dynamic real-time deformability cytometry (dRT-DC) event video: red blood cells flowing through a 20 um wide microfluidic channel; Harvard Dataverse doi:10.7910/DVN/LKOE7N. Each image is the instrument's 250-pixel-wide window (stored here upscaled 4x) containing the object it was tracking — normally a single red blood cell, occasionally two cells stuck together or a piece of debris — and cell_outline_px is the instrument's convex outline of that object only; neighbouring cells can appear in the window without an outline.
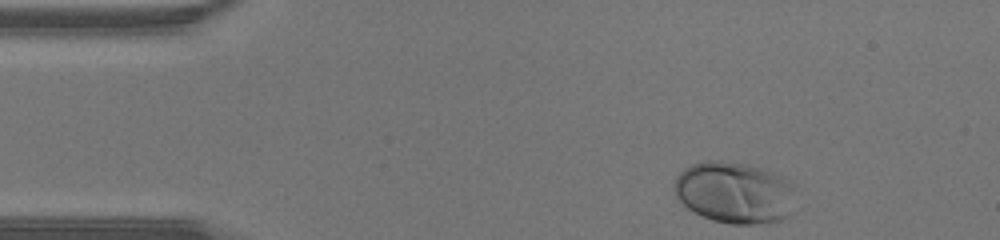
{"species": "human", "species_latin": "Homo sapiens", "temperature_condition": "warm", "stored_images_in_passage": 31, "camera_frame_rate_fps": 3000, "um_per_image_px": 0.085, "donor": {"sex": "male"}, "frame": {"image": 1, "passage_image": 1, "time_ms": 0.0, "image_size_px": [1000, 240], "cell_outline_px": [[792, 184], [788, 216], [780, 220], [752, 224], [732, 224], [712, 220], [688, 208], [676, 196], [676, 176], [684, 168], [692, 164], [704, 160], [720, 160], [744, 164], [760, 168], [772, 172], [788, 180]], "centroid_in_image_um": [62.38, 16.35], "position_along_channel_um": 22.6, "area_um2": 42.66}}
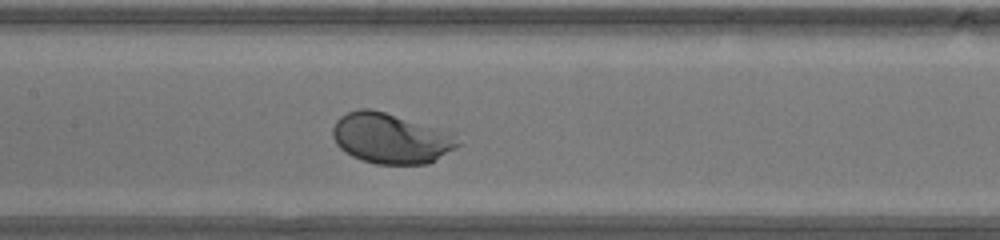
{"frame": {"image": 2, "passage_image": 16, "time_ms": 5.0, "image_size_px": [1000, 240], "cell_outline_px": [[460, 144], [456, 148], [428, 164], [376, 164], [352, 156], [344, 152], [336, 144], [332, 136], [332, 128], [336, 120], [340, 116], [348, 112], [360, 108], [372, 108], [452, 132]], "centroid_in_image_um": [33.19, 11.75], "position_along_channel_um": 174.2, "area_um2": 36.82}}
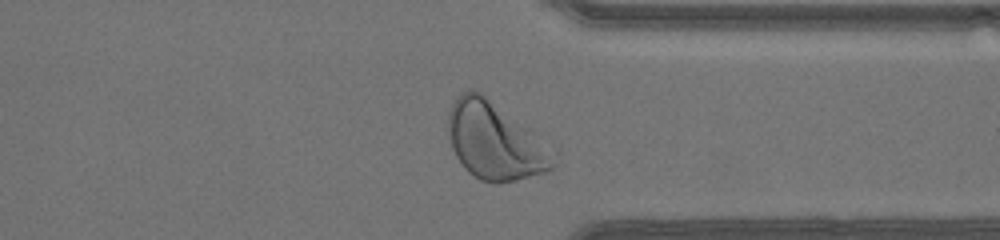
{"frame": {"image": 3, "passage_image": 29, "time_ms": 9.333, "image_size_px": [1000, 240], "cell_outline_px": [[556, 164], [548, 172], [516, 180], [480, 180], [468, 172], [464, 168], [456, 156], [452, 148], [448, 132], [448, 112], [456, 96], [460, 92], [472, 88], [480, 92], [556, 152]], "centroid_in_image_um": [42.04, 11.99], "position_along_channel_um": 369.4, "area_um2": 46.47}}